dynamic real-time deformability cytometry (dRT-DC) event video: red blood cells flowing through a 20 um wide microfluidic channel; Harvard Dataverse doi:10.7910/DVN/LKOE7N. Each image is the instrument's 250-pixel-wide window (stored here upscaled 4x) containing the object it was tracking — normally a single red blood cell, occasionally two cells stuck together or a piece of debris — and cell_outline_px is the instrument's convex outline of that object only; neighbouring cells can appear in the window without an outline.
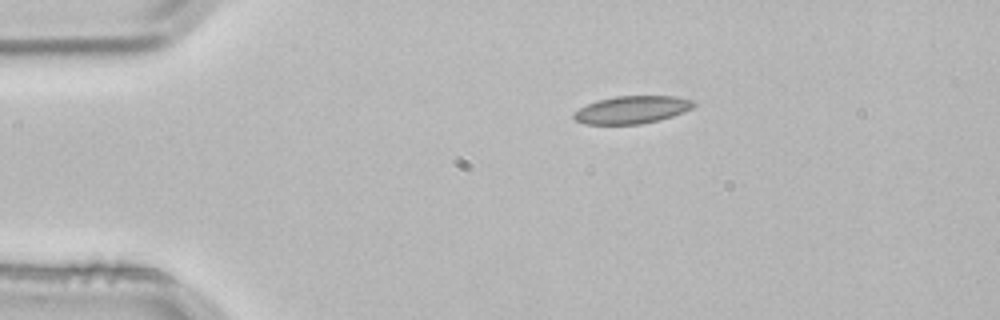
{"species": "common noctule bat (a hibernating species)", "species_latin": "Nyctalus noctula", "temperature_condition": "room temperature", "stored_images_in_passage": 2, "camera_frame_rate_fps": 3000, "um_per_image_px": 0.085, "animal": {"sex": "male", "body_mass_g": 21.5, "forearm_length_mm": 52.0}, "frame": {"image": 1, "passage_image": 1, "time_ms": 0.0, "image_size_px": [1000, 320], "cell_outline_px": [[696, 104], [692, 108], [684, 112], [672, 116], [640, 124], [584, 124], [576, 120], [572, 116], [572, 112], [588, 104], [600, 100], [616, 96], [676, 96], [692, 100]], "centroid_in_image_um": [53.71, 9.33], "position_along_channel_um": 31.3, "area_um2": 19.13}}